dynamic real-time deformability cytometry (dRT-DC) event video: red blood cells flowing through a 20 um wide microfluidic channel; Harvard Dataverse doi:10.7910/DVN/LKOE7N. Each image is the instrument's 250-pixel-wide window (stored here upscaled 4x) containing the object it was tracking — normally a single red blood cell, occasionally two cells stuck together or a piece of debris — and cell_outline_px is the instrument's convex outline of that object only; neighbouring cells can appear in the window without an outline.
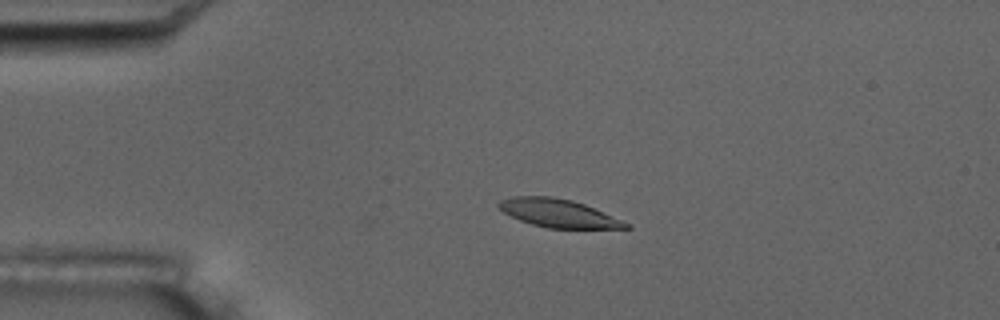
{"species": "common noctule bat (a hibernating species)", "species_latin": "Nyctalus noctula", "temperature_condition": "room temperature", "stored_images_in_passage": 3, "camera_frame_rate_fps": 3000, "um_per_image_px": 0.085, "animal": {"sex": "male", "body_mass_g": 17.5, "forearm_length_mm": 52.3}, "frame": {"image": 1, "passage_image": 2, "time_ms": 1.333, "image_size_px": [1000, 320], "cell_outline_px": [[632, 228], [548, 228], [532, 224], [520, 220], [504, 212], [496, 204], [500, 200], [512, 196], [552, 196], [572, 200], [584, 204], [632, 224]], "centroid_in_image_um": [47.47, 18.12], "position_along_channel_um": 37.5, "area_um2": 20.75}}